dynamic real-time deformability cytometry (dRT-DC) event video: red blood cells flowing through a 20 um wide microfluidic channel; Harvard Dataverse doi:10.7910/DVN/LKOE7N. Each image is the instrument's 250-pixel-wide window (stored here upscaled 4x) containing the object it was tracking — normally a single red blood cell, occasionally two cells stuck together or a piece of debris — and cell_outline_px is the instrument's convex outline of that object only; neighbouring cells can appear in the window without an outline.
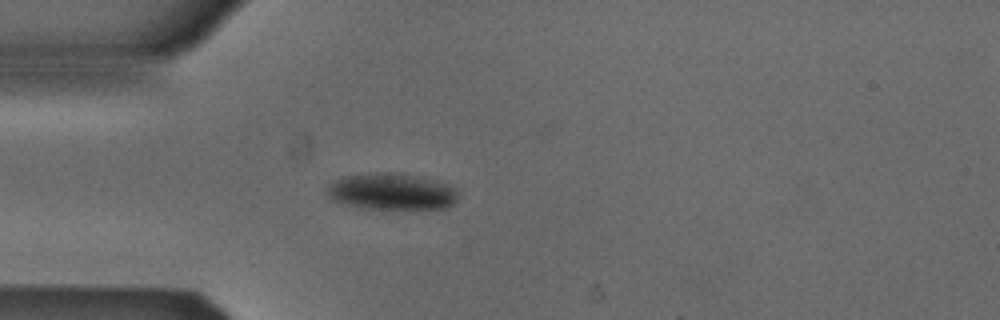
{"species": "Egyptian fruit bat (a non-hibernating species)", "species_latin": "Rousettus aegyptiacus", "temperature_condition": "cold", "stored_images_in_passage": 4, "camera_frame_rate_fps": 3000, "um_per_image_px": 0.085, "animal": {"sex": "male"}, "frame": {"image": 1, "passage_image": 4, "time_ms": 1.0, "image_size_px": [1000, 320], "cell_outline_px": [[460, 192], [456, 200], [448, 208], [364, 208], [344, 204], [332, 200], [328, 196], [328, 188], [336, 180], [344, 176], [384, 172], [388, 172], [416, 176], [448, 184], [456, 188]], "centroid_in_image_um": [33.33, 16.29], "position_along_channel_um": 51.7, "area_um2": 27.46}}